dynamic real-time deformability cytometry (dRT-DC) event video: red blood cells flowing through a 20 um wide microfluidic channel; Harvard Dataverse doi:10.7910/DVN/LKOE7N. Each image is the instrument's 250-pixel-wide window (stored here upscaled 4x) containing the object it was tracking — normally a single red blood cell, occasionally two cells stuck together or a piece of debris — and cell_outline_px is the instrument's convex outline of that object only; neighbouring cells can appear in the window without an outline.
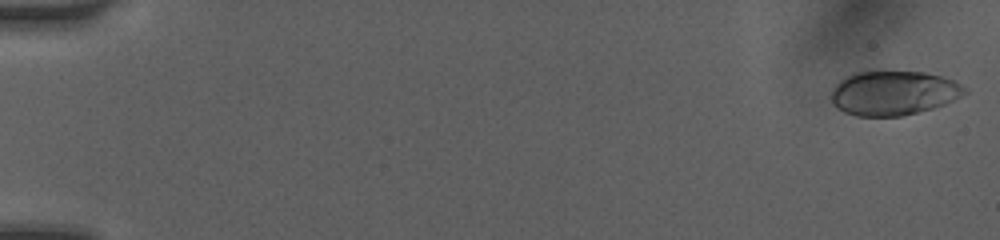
{"species": "human", "species_latin": "Homo sapiens", "temperature_condition": "room temperature", "stored_images_in_passage": 41, "camera_frame_rate_fps": 3000, "um_per_image_px": 0.085, "donor": {"sex": "female"}, "frame": {"image": 1, "passage_image": 1, "time_ms": 0.0, "image_size_px": [1000, 240], "cell_outline_px": [[968, 92], [944, 104], [932, 108], [900, 116], [856, 116], [844, 112], [836, 108], [832, 104], [828, 96], [832, 88], [844, 76], [856, 72], [924, 72], [956, 80], [968, 88]], "centroid_in_image_um": [75.91, 7.91], "position_along_channel_um": 9.1, "area_um2": 34.74}}
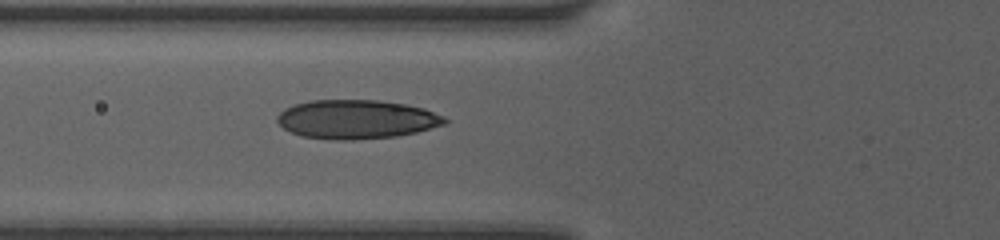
{"frame": {"image": 2, "passage_image": 30, "time_ms": 6.333, "image_size_px": [1000, 240], "cell_outline_px": [[448, 124], [416, 132], [396, 136], [352, 140], [332, 140], [300, 136], [284, 128], [276, 120], [276, 116], [284, 108], [292, 104], [312, 100], [380, 100], [404, 104], [424, 108], [444, 116], [448, 120]], "centroid_in_image_um": [30.3, 10.14], "position_along_channel_um": 95.5, "area_um2": 38.32}}
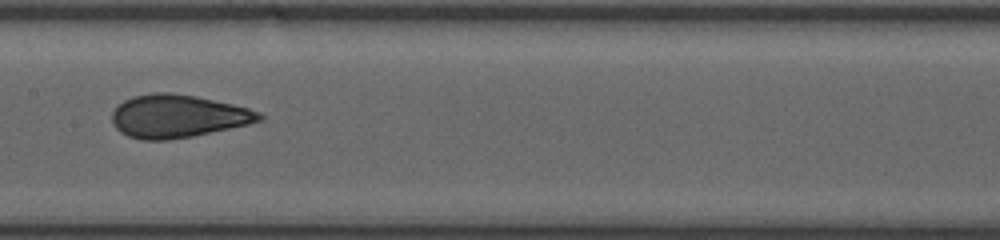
{"frame": {"image": 3, "passage_image": 40, "time_ms": 8.667, "image_size_px": [1000, 240], "cell_outline_px": [[264, 120], [248, 124], [192, 136], [168, 140], [140, 140], [128, 136], [120, 132], [112, 124], [112, 112], [124, 100], [132, 96], [152, 92], [172, 92], [196, 96], [232, 104], [248, 108], [260, 112], [264, 116]], "centroid_in_image_um": [15.09, 9.87], "position_along_channel_um": 192.3, "area_um2": 36.93}}